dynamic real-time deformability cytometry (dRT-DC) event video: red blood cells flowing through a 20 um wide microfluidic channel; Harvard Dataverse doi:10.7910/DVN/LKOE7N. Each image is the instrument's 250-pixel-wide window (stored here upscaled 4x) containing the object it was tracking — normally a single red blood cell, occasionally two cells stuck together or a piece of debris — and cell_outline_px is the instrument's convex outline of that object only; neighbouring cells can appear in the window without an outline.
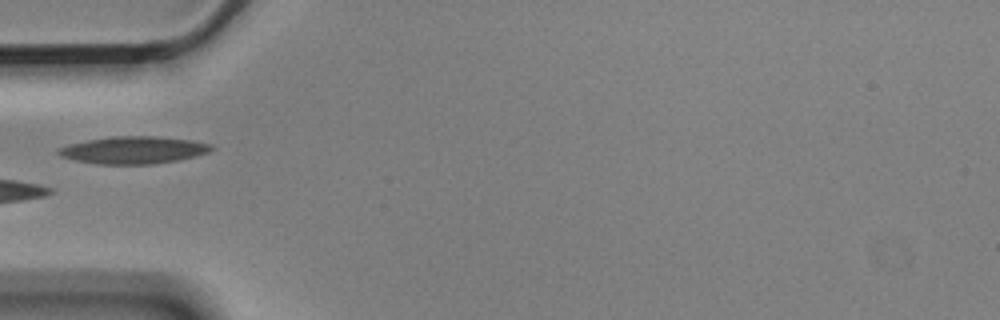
{"species": "Egyptian fruit bat (a non-hibernating species)", "species_latin": "Rousettus aegyptiacus", "temperature_condition": "cold", "stored_images_in_passage": 12, "camera_frame_rate_fps": 3000, "um_per_image_px": 0.085, "animal": {"sex": "male"}, "frame": {"image": 1, "passage_image": 3, "time_ms": 0.667, "image_size_px": [1000, 320], "cell_outline_px": [[216, 148], [208, 152], [196, 156], [176, 160], [148, 164], [96, 164], [76, 160], [60, 156], [56, 152], [56, 148], [68, 144], [88, 140], [112, 136], [156, 136], [192, 140], [212, 144]], "centroid_in_image_um": [11.34, 12.74], "position_along_channel_um": 73.7, "area_um2": 24.39}}
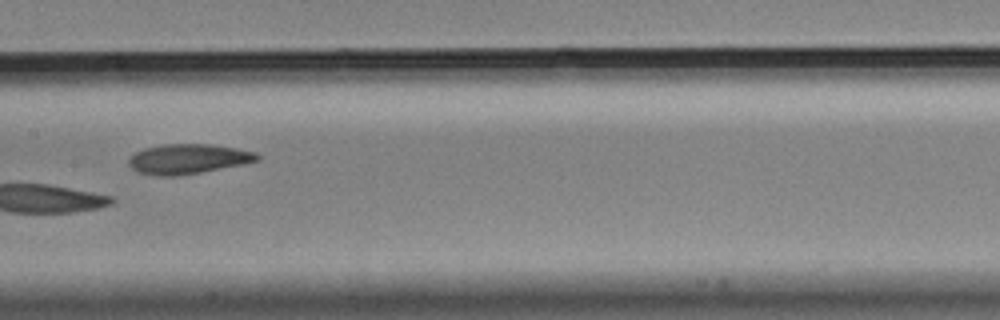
{"frame": {"image": 2, "passage_image": 6, "time_ms": 1.667, "image_size_px": [1000, 320], "cell_outline_px": [[260, 160], [244, 164], [180, 176], [156, 176], [136, 172], [128, 164], [128, 156], [144, 148], [164, 144], [208, 144], [236, 148], [256, 152], [260, 156]], "centroid_in_image_um": [15.96, 13.52], "position_along_channel_um": 191.4, "area_um2": 22.6}}
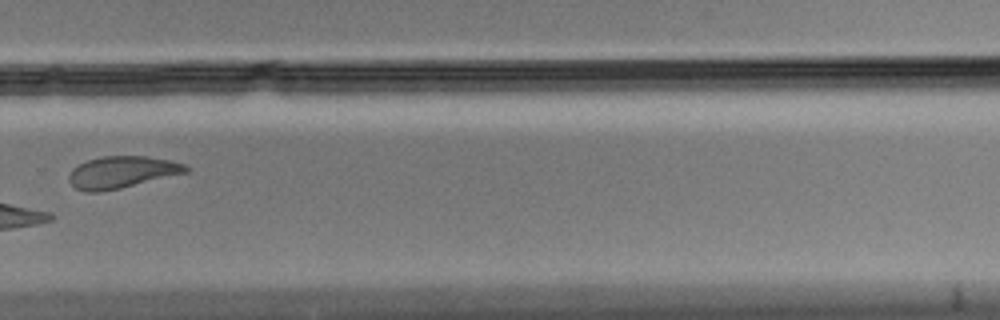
{"frame": {"image": 3, "passage_image": 9, "time_ms": 2.667, "image_size_px": [1000, 320], "cell_outline_px": [[188, 172], [120, 188], [100, 192], [84, 192], [76, 188], [68, 180], [68, 176], [72, 168], [76, 164], [88, 160], [104, 156], [148, 156], [168, 160], [184, 164], [188, 168]], "centroid_in_image_um": [10.3, 14.63], "position_along_channel_um": 319.5, "area_um2": 21.68}}